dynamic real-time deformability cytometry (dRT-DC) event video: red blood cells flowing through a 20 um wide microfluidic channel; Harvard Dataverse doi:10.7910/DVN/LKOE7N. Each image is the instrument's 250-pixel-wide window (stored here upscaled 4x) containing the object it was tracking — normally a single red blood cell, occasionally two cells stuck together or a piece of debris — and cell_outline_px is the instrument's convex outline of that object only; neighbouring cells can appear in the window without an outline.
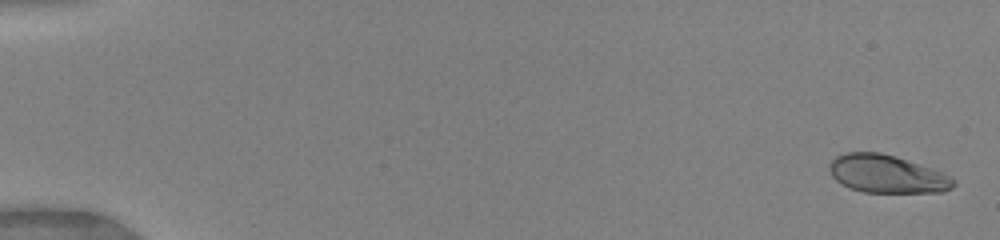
{"species": "human", "species_latin": "Homo sapiens", "temperature_condition": "warm", "stored_images_in_passage": 9, "camera_frame_rate_fps": 3000, "um_per_image_px": 0.085, "donor": {"sex": "female"}, "frame": {"image": 1, "passage_image": 1, "time_ms": 0.0, "image_size_px": [1000, 240], "cell_outline_px": [[956, 184], [952, 188], [944, 192], [864, 192], [840, 184], [832, 176], [828, 168], [828, 164], [836, 156], [844, 152], [880, 152], [896, 156], [952, 176], [956, 180]], "centroid_in_image_um": [75.38, 14.79], "position_along_channel_um": 9.6, "area_um2": 27.51}}
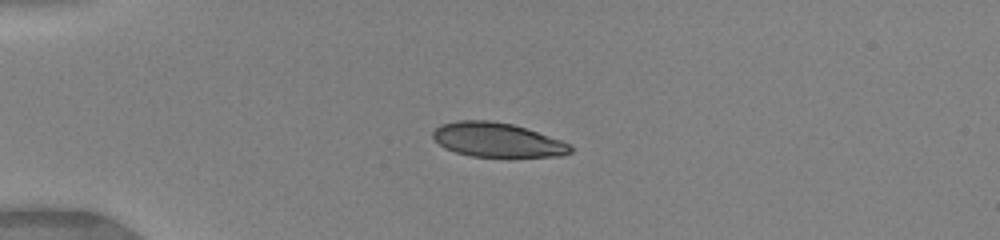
{"frame": {"image": 2, "passage_image": 6, "time_ms": 4.0, "image_size_px": [1000, 240], "cell_outline_px": [[572, 152], [564, 156], [508, 160], [472, 156], [456, 152], [444, 148], [432, 136], [432, 132], [440, 124], [456, 120], [488, 120], [512, 124], [572, 144]], "centroid_in_image_um": [42.32, 11.95], "position_along_channel_um": 42.7, "area_um2": 28.55}}
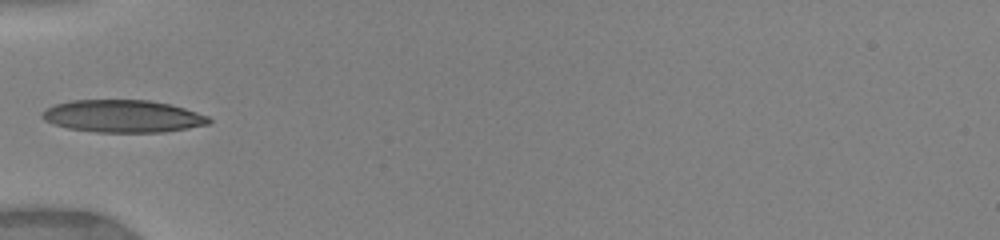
{"frame": {"image": 3, "passage_image": 8, "time_ms": 5.667, "image_size_px": [1000, 240], "cell_outline_px": [[212, 120], [208, 124], [188, 128], [164, 132], [96, 132], [68, 128], [52, 124], [44, 120], [40, 116], [40, 112], [56, 104], [72, 100], [148, 100], [168, 104], [184, 108], [208, 116]], "centroid_in_image_um": [10.41, 9.88], "position_along_channel_um": 74.6, "area_um2": 31.44}}